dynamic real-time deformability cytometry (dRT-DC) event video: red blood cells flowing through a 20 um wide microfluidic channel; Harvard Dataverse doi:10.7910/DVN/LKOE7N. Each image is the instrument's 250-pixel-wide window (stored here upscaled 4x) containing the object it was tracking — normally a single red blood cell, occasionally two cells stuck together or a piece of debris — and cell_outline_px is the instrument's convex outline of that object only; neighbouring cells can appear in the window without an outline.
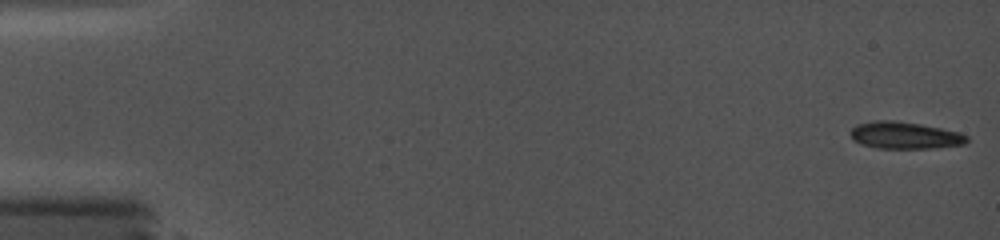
{"species": "common noctule bat (a hibernating species)", "species_latin": "Nyctalus noctula", "temperature_condition": "cold", "stored_images_in_passage": 56, "camera_frame_rate_fps": 5000, "um_per_image_px": 0.085, "animal": {"sex": "female", "body_mass_g": 19.0, "forearm_length_mm": 56.7}, "frame": {"image": 1, "passage_image": 1, "time_ms": 0.0, "image_size_px": [1000, 240], "cell_outline_px": [[968, 140], [964, 144], [932, 148], [876, 148], [860, 144], [852, 140], [852, 128], [856, 124], [876, 120], [892, 120], [920, 124], [960, 132], [968, 136]], "centroid_in_image_um": [76.89, 11.5], "position_along_channel_um": 8.1, "area_um2": 18.26}}
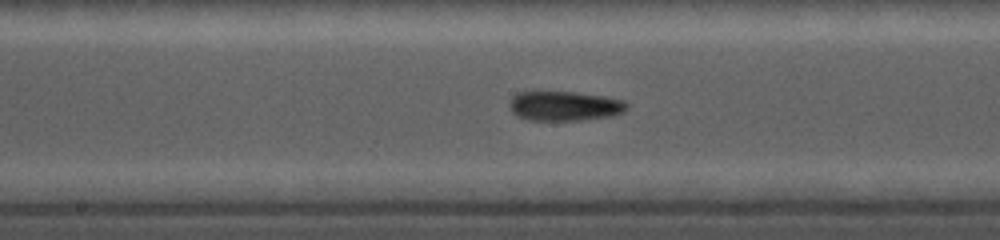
{"frame": {"image": 2, "passage_image": 25, "time_ms": 9.2, "image_size_px": [1000, 240], "cell_outline_px": [[628, 108], [624, 112], [612, 116], [580, 120], [532, 120], [516, 116], [512, 112], [508, 104], [512, 96], [520, 92], [576, 92], [604, 96], [624, 100], [628, 104]], "centroid_in_image_um": [48.0, 9.01], "position_along_channel_um": 200.2, "area_um2": 20.35}}
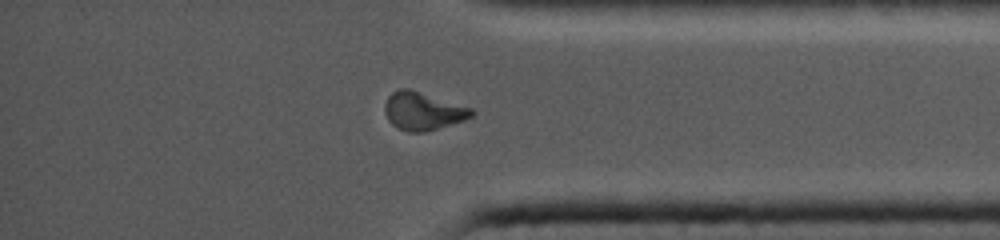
{"frame": {"image": 3, "passage_image": 45, "time_ms": 14.4, "image_size_px": [1000, 240], "cell_outline_px": [[476, 112], [472, 116], [464, 120], [424, 132], [408, 132], [396, 128], [388, 120], [384, 112], [384, 104], [388, 96], [392, 92], [400, 88], [408, 88], [472, 108]], "centroid_in_image_um": [35.92, 9.44], "position_along_channel_um": 399.3, "area_um2": 19.19}}